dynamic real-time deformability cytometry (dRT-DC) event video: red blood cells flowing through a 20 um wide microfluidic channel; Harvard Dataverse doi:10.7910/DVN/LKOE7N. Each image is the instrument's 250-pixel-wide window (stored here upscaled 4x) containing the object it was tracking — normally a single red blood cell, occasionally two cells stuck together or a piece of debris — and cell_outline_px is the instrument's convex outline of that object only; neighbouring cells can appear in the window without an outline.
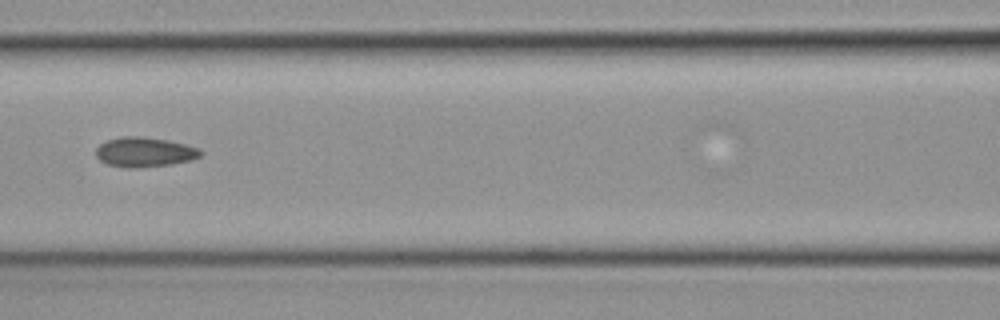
{"species": "common noctule bat (a hibernating species)", "species_latin": "Nyctalus noctula", "temperature_condition": "cold", "stored_images_in_passage": 49, "camera_frame_rate_fps": 3000, "um_per_image_px": 0.085, "animal": {"sex": "female", "body_mass_g": 19.3, "forearm_length_mm": 54.1}, "frame": {"image": 1, "passage_image": 22, "time_ms": 7.0, "image_size_px": [1000, 320], "cell_outline_px": [[204, 152], [200, 156], [192, 160], [172, 164], [140, 168], [128, 168], [108, 164], [100, 160], [96, 156], [96, 148], [100, 144], [108, 140], [120, 136], [140, 136], [168, 140], [184, 144], [196, 148]], "centroid_in_image_um": [12.28, 12.93], "position_along_channel_um": 154.3, "area_um2": 18.15}}